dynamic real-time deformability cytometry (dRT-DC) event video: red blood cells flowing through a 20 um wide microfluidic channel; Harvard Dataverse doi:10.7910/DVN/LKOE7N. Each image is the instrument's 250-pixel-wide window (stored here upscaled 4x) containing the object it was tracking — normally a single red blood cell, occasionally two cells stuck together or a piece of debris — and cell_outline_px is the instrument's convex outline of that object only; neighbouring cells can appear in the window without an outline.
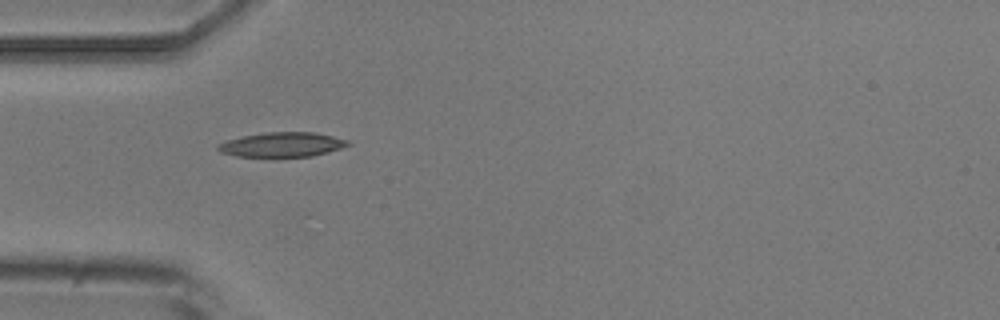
{"species": "common noctule bat (a hibernating species)", "species_latin": "Nyctalus noctula", "temperature_condition": "room temperature", "stored_images_in_passage": 2, "camera_frame_rate_fps": 3000, "um_per_image_px": 0.085, "animal": {"sex": "male", "body_mass_g": 20.5, "forearm_length_mm": 52.5}, "frame": {"image": 1, "passage_image": 1, "time_ms": 0.0, "image_size_px": [1000, 320], "cell_outline_px": [[352, 144], [328, 152], [312, 156], [236, 156], [220, 152], [216, 148], [216, 144], [228, 140], [244, 136], [268, 132], [312, 132], [332, 136], [348, 140]], "centroid_in_image_um": [23.97, 12.29], "position_along_channel_um": 61.0, "area_um2": 18.38}}
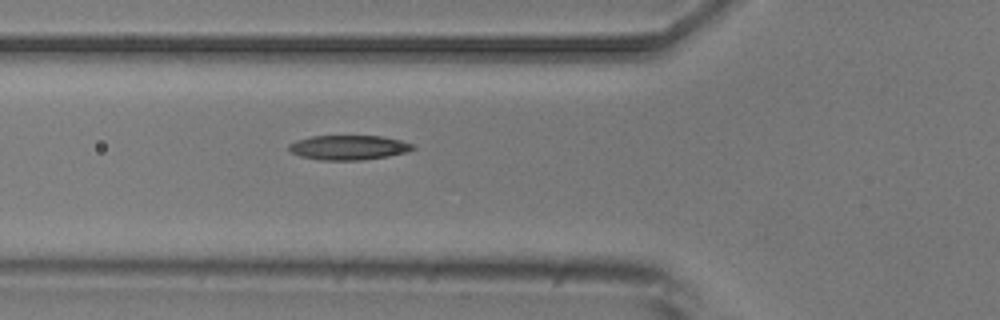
{"frame": {"image": 2, "passage_image": 2, "time_ms": 1.0, "image_size_px": [1000, 320], "cell_outline_px": [[416, 148], [408, 152], [388, 156], [360, 160], [320, 160], [300, 156], [292, 152], [288, 148], [288, 144], [296, 140], [312, 136], [380, 136], [400, 140], [412, 144]], "centroid_in_image_um": [29.63, 12.54], "position_along_channel_um": 96.2, "area_um2": 17.74}}